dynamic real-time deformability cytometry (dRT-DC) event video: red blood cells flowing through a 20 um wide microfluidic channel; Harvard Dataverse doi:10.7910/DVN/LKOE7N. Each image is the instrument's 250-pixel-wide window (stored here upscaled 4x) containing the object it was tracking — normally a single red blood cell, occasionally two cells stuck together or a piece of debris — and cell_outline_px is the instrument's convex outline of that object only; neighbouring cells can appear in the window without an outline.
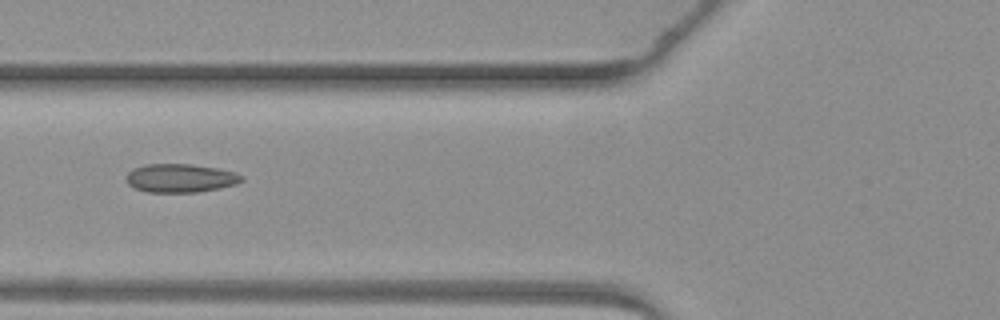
{"species": "common noctule bat (a hibernating species)", "species_latin": "Nyctalus noctula", "temperature_condition": "warm", "stored_images_in_passage": 7, "camera_frame_rate_fps": 3000, "um_per_image_px": 0.085, "animal": {"sex": "female", "body_mass_g": 19.3, "forearm_length_mm": 54.1}, "frame": {"image": 1, "passage_image": 6, "time_ms": 6.0, "image_size_px": [1000, 320], "cell_outline_px": [[244, 180], [236, 184], [220, 188], [196, 192], [148, 192], [136, 188], [128, 184], [128, 172], [132, 168], [144, 164], [192, 164], [216, 168], [236, 172], [244, 176]], "centroid_in_image_um": [15.37, 15.13], "position_along_channel_um": 110.4, "area_um2": 19.19}}
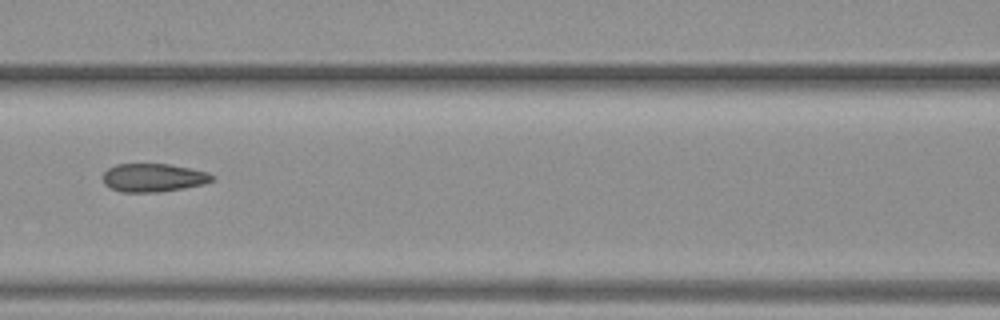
{"frame": {"image": 2, "passage_image": 7, "time_ms": 7.0, "image_size_px": [1000, 320], "cell_outline_px": [[216, 180], [204, 184], [184, 188], [160, 192], [120, 192], [104, 184], [104, 172], [108, 168], [116, 164], [168, 164], [192, 168], [208, 172], [216, 176]], "centroid_in_image_um": [13.1, 15.1], "position_along_channel_um": 153.5, "area_um2": 18.21}}